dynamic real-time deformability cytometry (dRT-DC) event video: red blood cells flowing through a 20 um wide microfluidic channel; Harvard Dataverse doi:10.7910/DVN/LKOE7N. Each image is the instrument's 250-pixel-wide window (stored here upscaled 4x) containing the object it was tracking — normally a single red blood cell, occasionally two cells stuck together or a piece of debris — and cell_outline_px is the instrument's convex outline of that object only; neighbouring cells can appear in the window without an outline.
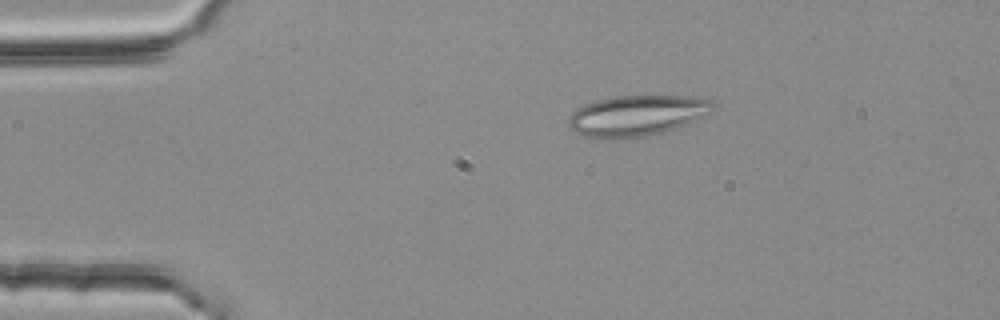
{"species": "common noctule bat (a hibernating species)", "species_latin": "Nyctalus noctula", "temperature_condition": "room temperature", "stored_images_in_passage": 4, "segment_of_instrument_passage": [1, 2], "camera_frame_rate_fps": 3000, "um_per_image_px": 0.085, "animal": {"sex": "female", "body_mass_g": 25.1}, "frame": {"image": 1, "passage_image": 2, "time_ms": 0.333, "image_size_px": [1000, 320], "cell_outline_px": [[716, 104], [712, 112], [704, 116], [660, 136], [612, 140], [596, 140], [580, 136], [568, 124], [568, 116], [576, 108], [584, 104], [596, 100], [616, 96], [692, 96], [712, 100]], "centroid_in_image_um": [54.12, 9.87], "position_along_channel_um": 30.9, "area_um2": 35.6}}